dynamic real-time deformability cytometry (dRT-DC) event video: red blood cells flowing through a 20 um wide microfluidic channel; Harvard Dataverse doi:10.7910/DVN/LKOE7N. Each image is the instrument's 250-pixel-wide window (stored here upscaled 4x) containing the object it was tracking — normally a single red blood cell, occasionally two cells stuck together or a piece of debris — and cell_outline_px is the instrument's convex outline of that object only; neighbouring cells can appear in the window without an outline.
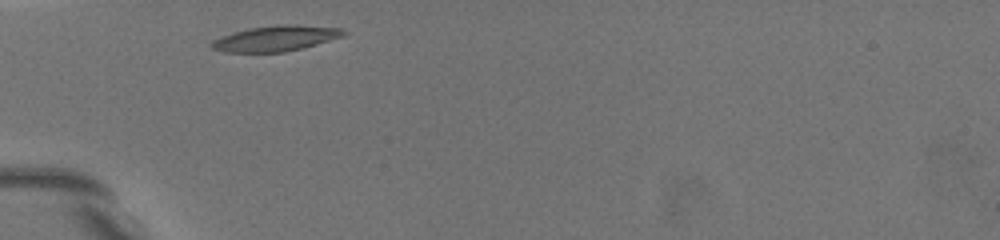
{"species": "common noctule bat (a hibernating species)", "species_latin": "Nyctalus noctula", "temperature_condition": "warm", "stored_images_in_passage": 23, "camera_frame_rate_fps": 3000, "um_per_image_px": 0.085, "animal": {"sex": "female", "body_mass_g": 19.5, "forearm_length_mm": 54.1}, "frame": {"image": 1, "passage_image": 1, "time_ms": 0.0, "image_size_px": [1000, 240], "cell_outline_px": [[348, 32], [344, 36], [300, 48], [284, 52], [224, 52], [212, 48], [208, 44], [212, 40], [220, 36], [248, 28], [280, 24], [296, 24], [344, 28]], "centroid_in_image_um": [23.43, 3.25], "position_along_channel_um": 61.6, "area_um2": 19.77}}
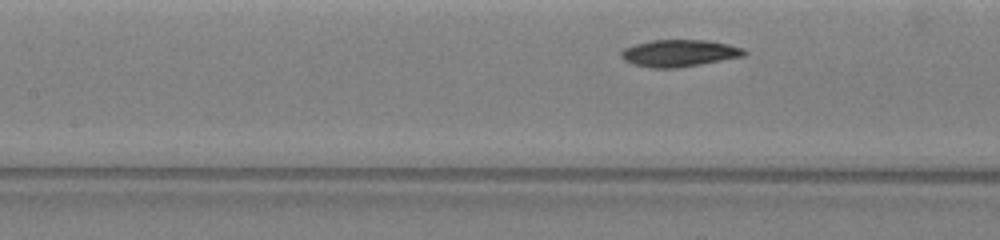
{"frame": {"image": 2, "passage_image": 13, "time_ms": 2.667, "image_size_px": [1000, 240], "cell_outline_px": [[748, 52], [744, 56], [700, 64], [676, 68], [656, 68], [636, 64], [624, 60], [620, 56], [620, 52], [624, 48], [632, 44], [652, 40], [708, 40], [728, 44], [744, 48]], "centroid_in_image_um": [57.74, 4.5], "position_along_channel_um": 149.7, "area_um2": 19.31}}
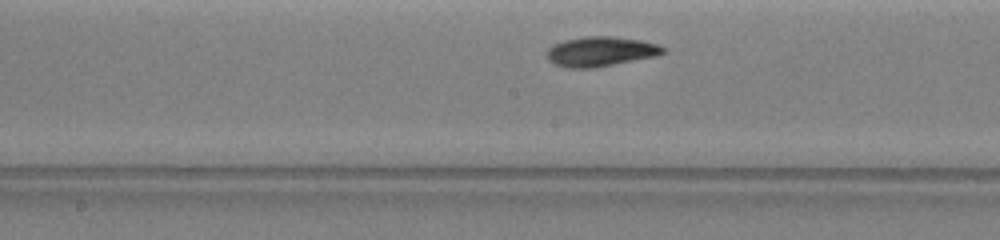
{"frame": {"image": 3, "passage_image": 19, "time_ms": 4.0, "image_size_px": [1000, 240], "cell_outline_px": [[664, 52], [656, 56], [592, 68], [568, 68], [556, 64], [548, 60], [548, 48], [564, 40], [584, 36], [608, 36], [640, 40], [656, 44], [664, 48]], "centroid_in_image_um": [51.03, 4.37], "position_along_channel_um": 197.2, "area_um2": 19.77}}